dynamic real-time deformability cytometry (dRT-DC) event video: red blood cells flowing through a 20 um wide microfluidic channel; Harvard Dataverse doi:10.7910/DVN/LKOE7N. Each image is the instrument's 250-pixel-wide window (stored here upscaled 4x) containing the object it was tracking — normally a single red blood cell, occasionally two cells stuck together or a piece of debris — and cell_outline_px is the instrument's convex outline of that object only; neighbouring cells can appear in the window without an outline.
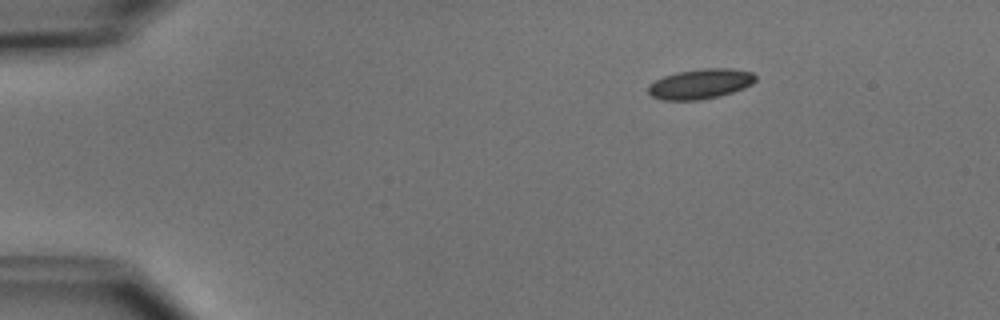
{"species": "common noctule bat (a hibernating species)", "species_latin": "Nyctalus noctula", "temperature_condition": "cold", "stored_images_in_passage": 5, "camera_frame_rate_fps": 3000, "um_per_image_px": 0.085, "animal": {"sex": "male", "body_mass_g": 15.6}, "frame": {"image": 1, "passage_image": 2, "time_ms": 2.0, "image_size_px": [1000, 320], "cell_outline_px": [[756, 80], [752, 84], [744, 88], [720, 96], [700, 100], [660, 100], [652, 96], [648, 92], [648, 84], [664, 76], [676, 72], [704, 68], [732, 68], [752, 72], [756, 76]], "centroid_in_image_um": [59.53, 7.13], "position_along_channel_um": 25.5, "area_um2": 18.9}}